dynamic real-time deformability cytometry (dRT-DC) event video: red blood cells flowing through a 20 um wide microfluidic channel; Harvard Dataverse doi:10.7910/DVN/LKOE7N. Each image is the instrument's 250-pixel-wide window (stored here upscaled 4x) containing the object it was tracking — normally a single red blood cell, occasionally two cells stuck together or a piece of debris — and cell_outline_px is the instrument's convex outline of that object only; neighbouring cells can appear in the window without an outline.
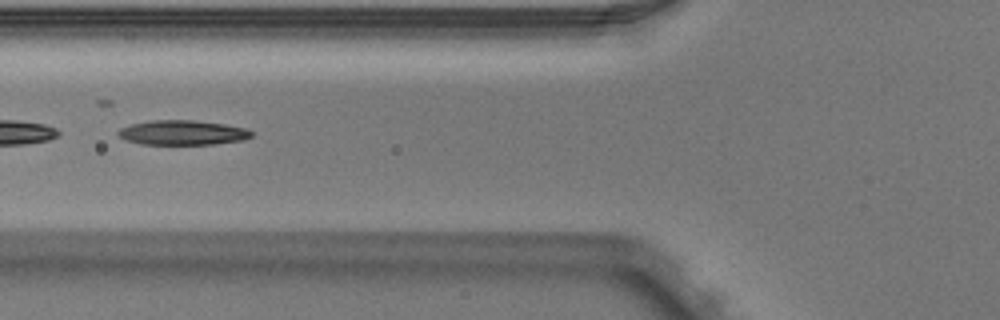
{"species": "Egyptian fruit bat (a non-hibernating species)", "species_latin": "Rousettus aegyptiacus", "temperature_condition": "warm", "stored_images_in_passage": 3, "camera_frame_rate_fps": 3000, "um_per_image_px": 0.085, "animal": {"sex": "male"}, "frame": {"image": 1, "passage_image": 3, "time_ms": 0.667, "image_size_px": [1000, 320], "cell_outline_px": [[252, 136], [244, 140], [216, 144], [140, 144], [128, 140], [120, 136], [116, 132], [120, 128], [132, 124], [152, 120], [192, 120], [224, 124], [248, 128], [252, 132]], "centroid_in_image_um": [15.55, 11.27], "position_along_channel_um": 110.2, "area_um2": 19.13}}